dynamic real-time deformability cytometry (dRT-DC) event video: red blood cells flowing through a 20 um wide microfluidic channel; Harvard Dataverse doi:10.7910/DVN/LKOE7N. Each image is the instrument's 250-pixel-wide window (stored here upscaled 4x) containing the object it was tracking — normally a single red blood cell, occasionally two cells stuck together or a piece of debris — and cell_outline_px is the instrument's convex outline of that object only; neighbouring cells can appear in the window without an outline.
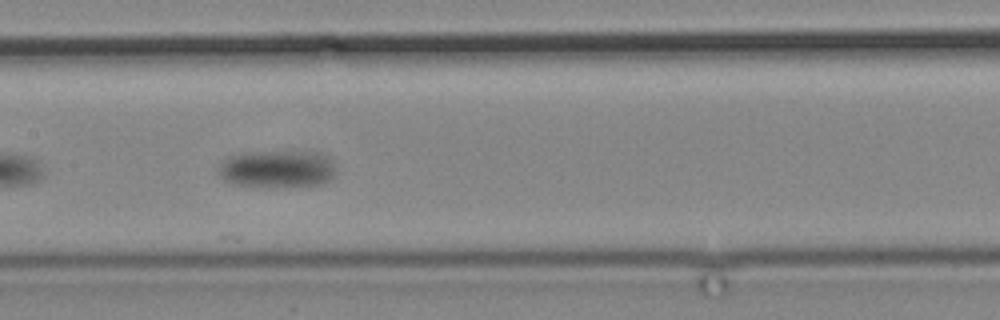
{"species": "common noctule bat (a hibernating species)", "species_latin": "Nyctalus noctula", "temperature_condition": "cold", "stored_images_in_passage": 20, "camera_frame_rate_fps": 3000, "um_per_image_px": 0.085, "animal": {"sex": "male", "body_mass_g": 19.2, "forearm_length_mm": 51.8}, "frame": {"image": 1, "passage_image": 17, "time_ms": 19.333, "image_size_px": [1000, 320], "cell_outline_px": [[336, 176], [320, 184], [284, 188], [272, 188], [232, 184], [224, 180], [216, 172], [216, 168], [228, 156], [260, 152], [312, 152], [328, 156], [332, 160], [336, 168]], "centroid_in_image_um": [23.57, 14.4], "position_along_channel_um": 183.8, "area_um2": 26.07}}